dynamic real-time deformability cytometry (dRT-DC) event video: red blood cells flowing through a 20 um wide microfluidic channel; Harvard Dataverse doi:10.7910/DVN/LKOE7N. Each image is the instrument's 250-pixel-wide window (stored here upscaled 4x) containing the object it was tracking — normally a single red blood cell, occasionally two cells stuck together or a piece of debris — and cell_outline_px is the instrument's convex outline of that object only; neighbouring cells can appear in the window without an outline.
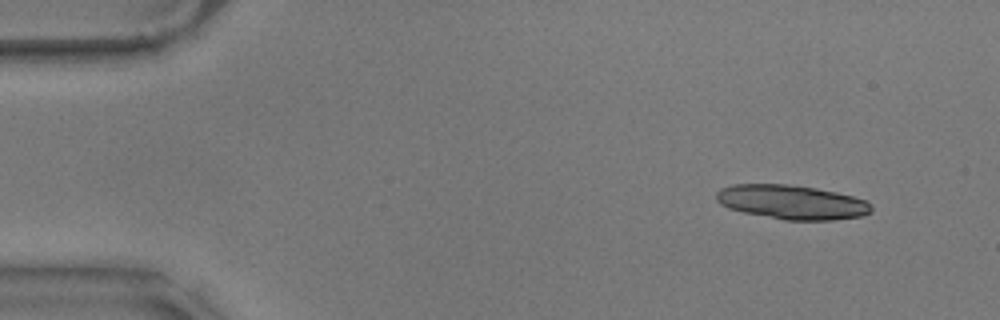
{"species": "common noctule bat (a hibernating species)", "species_latin": "Nyctalus noctula", "temperature_condition": "warm", "stored_images_in_passage": 48, "camera_frame_rate_fps": 3000, "um_per_image_px": 0.085, "animal": {"sex": "male", "body_mass_g": 17.9}, "frame": {"image": 1, "passage_image": 1, "time_ms": 0.0, "image_size_px": [1000, 320], "cell_outline_px": [[872, 212], [864, 216], [832, 220], [784, 220], [744, 212], [728, 208], [720, 204], [716, 200], [716, 192], [720, 188], [732, 184], [788, 184], [816, 188], [836, 192], [868, 200], [872, 204]], "centroid_in_image_um": [67.32, 17.18], "position_along_channel_um": 17.7, "area_um2": 31.21}, "authors_computed_cell_mechanics": {"area_um2": 19.6231, "velocity_mm_per_s": 3.5479, "shape_relaxation_time_tau1_ms": 6.1429, "shape_relaxation_time_tau2_ms": 2.1072, "deformation_change_tau1": 0.2254, "deformation_change_tau2": 0.0781}}